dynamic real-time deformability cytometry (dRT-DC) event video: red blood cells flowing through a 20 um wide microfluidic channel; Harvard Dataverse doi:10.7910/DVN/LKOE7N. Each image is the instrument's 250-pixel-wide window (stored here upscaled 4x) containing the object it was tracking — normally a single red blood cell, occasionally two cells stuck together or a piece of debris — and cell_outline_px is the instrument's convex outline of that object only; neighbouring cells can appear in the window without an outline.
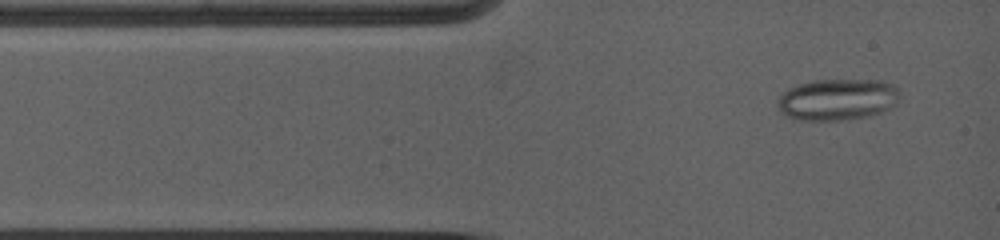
{"species": "common noctule bat (a hibernating species)", "species_latin": "Nyctalus noctula", "temperature_condition": "warm", "stored_images_in_passage": 5, "camera_frame_rate_fps": 5000, "um_per_image_px": 0.085, "animal": {"sex": "female", "body_mass_g": 19.0, "forearm_length_mm": 53.3}, "frame": {"image": 1, "passage_image": 1, "time_ms": 0.0, "image_size_px": [1000, 240], "cell_outline_px": [[896, 104], [880, 112], [868, 116], [840, 120], [800, 120], [784, 116], [780, 112], [776, 104], [780, 96], [788, 88], [796, 84], [816, 80], [880, 80], [892, 84], [896, 88]], "centroid_in_image_um": [71.1, 8.46], "position_along_channel_um": 13.9, "area_um2": 29.36}}
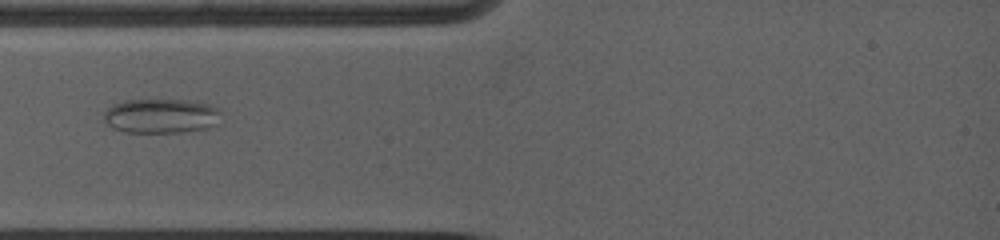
{"frame": {"image": 2, "passage_image": 4, "time_ms": 2.2, "image_size_px": [1000, 240], "cell_outline_px": [[220, 124], [208, 128], [176, 132], [124, 132], [112, 128], [104, 120], [104, 112], [112, 104], [124, 100], [184, 100], [208, 104], [220, 108]], "centroid_in_image_um": [13.71, 9.85], "position_along_channel_um": 71.3, "area_um2": 23.7}}